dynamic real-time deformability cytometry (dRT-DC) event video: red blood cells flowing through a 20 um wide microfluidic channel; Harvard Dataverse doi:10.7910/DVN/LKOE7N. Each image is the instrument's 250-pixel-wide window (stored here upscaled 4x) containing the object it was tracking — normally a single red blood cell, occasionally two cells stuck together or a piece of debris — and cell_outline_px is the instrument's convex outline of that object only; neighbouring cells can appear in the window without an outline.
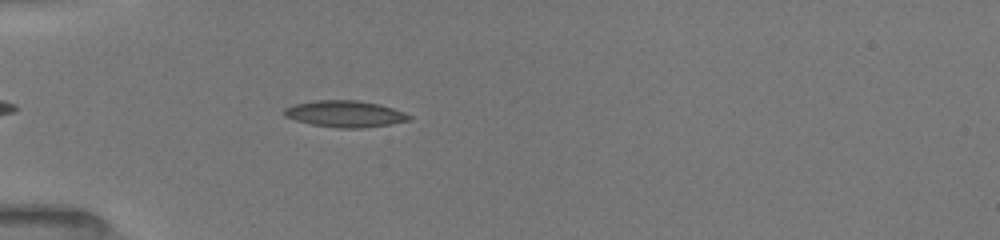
{"species": "common noctule bat (a hibernating species)", "species_latin": "Nyctalus noctula", "temperature_condition": "room temperature", "stored_images_in_passage": 42, "camera_frame_rate_fps": 3000, "um_per_image_px": 0.085, "animal": {"sex": "female", "body_mass_g": 19.5, "forearm_length_mm": 54.1}, "frame": {"image": 1, "passage_image": 6, "time_ms": 1.667, "image_size_px": [1000, 240], "cell_outline_px": [[412, 120], [388, 124], [360, 128], [336, 128], [312, 124], [296, 120], [284, 116], [284, 108], [292, 104], [316, 100], [356, 100], [380, 104], [404, 112], [412, 116]], "centroid_in_image_um": [29.32, 9.67], "position_along_channel_um": 55.7, "area_um2": 19.31}}
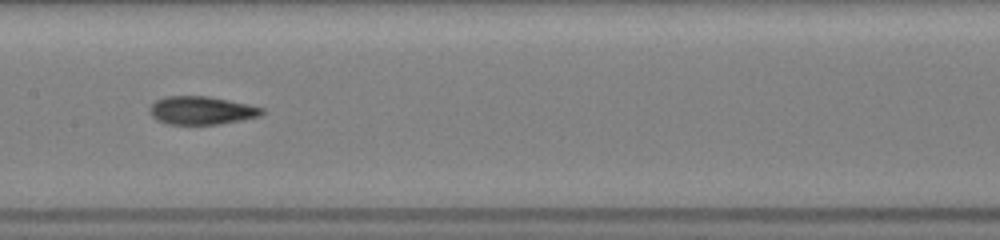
{"frame": {"image": 2, "passage_image": 17, "time_ms": 5.333, "image_size_px": [1000, 240], "cell_outline_px": [[264, 112], [260, 116], [220, 124], [168, 124], [156, 120], [152, 116], [152, 104], [156, 100], [164, 96], [208, 96], [248, 104], [264, 108]], "centroid_in_image_um": [17.15, 9.38], "position_along_channel_um": 190.3, "area_um2": 18.26}}
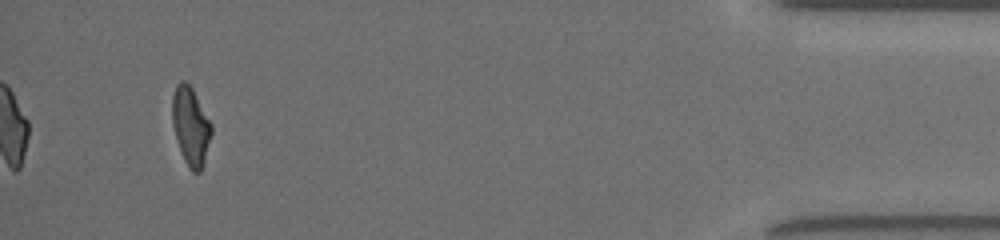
{"frame": {"image": 3, "passage_image": 39, "time_ms": 12.667, "image_size_px": [1000, 240], "cell_outline_px": [[212, 132], [204, 160], [200, 172], [192, 172], [188, 168], [184, 160], [176, 140], [172, 124], [172, 96], [176, 84], [180, 80], [184, 80], [192, 88], [212, 124]], "centroid_in_image_um": [16.19, 10.71], "position_along_channel_um": 419.0, "area_um2": 17.86}, "authors_computed_cell_mechanics": {"area_um2": 18.1492, "velocity_mm_per_s": 3.9905, "shape_relaxation_time_tau1_ms": 3.2572, "shape_relaxation_time_tau2_ms": 1.9428, "deformation_change_tau1": 0.1594, "deformation_change_tau2": 0.0867}}